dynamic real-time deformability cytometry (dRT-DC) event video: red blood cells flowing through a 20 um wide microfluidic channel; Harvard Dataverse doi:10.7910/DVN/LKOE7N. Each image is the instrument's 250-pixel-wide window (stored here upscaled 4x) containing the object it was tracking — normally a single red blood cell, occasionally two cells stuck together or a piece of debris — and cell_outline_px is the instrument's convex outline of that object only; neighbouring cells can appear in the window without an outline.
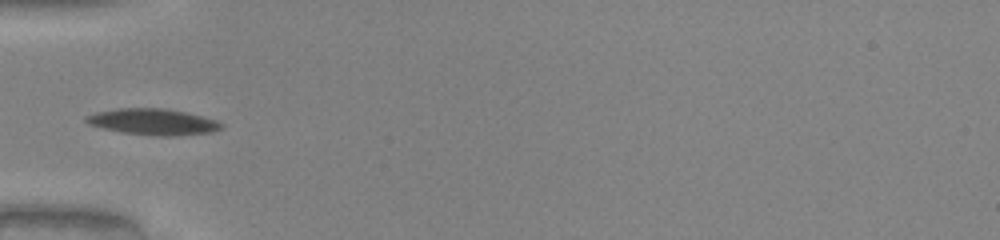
{"species": "common noctule bat (a hibernating species)", "species_latin": "Nyctalus noctula", "temperature_condition": "warm", "stored_images_in_passage": 35, "camera_frame_rate_fps": 3000, "um_per_image_px": 0.085, "animal": {"sex": "male", "body_mass_g": 20.0, "forearm_length_mm": 53.3}, "frame": {"image": 1, "passage_image": 1, "time_ms": 0.0, "image_size_px": [1000, 240], "cell_outline_px": [[224, 124], [220, 128], [208, 132], [172, 136], [156, 136], [124, 132], [104, 128], [88, 124], [84, 120], [84, 116], [96, 112], [120, 108], [164, 108], [184, 112], [216, 120]], "centroid_in_image_um": [12.95, 10.34], "position_along_channel_um": 72.0, "area_um2": 20.29}}
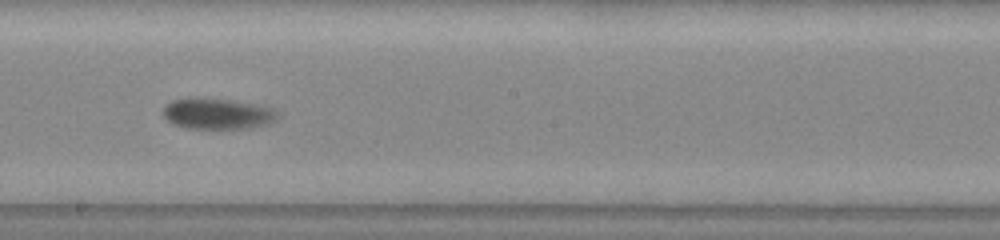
{"frame": {"image": 2, "passage_image": 13, "time_ms": 4.0, "image_size_px": [1000, 240], "cell_outline_px": [[276, 120], [268, 124], [248, 128], [188, 128], [172, 124], [164, 116], [164, 108], [172, 100], [228, 100], [252, 104], [272, 108], [276, 112]], "centroid_in_image_um": [18.51, 9.71], "position_along_channel_um": 229.7, "area_um2": 19.59}}
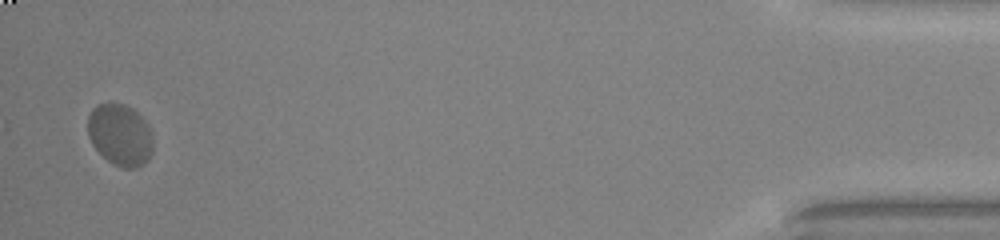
{"frame": {"image": 3, "passage_image": 34, "time_ms": 11.0, "image_size_px": [1000, 240], "cell_outline_px": [[152, 152], [148, 160], [144, 164], [136, 168], [124, 168], [112, 164], [92, 144], [88, 136], [88, 116], [92, 108], [96, 104], [124, 104], [132, 108], [148, 124], [152, 136]], "centroid_in_image_um": [10.21, 11.47], "position_along_channel_um": 425.0, "area_um2": 23.41}}